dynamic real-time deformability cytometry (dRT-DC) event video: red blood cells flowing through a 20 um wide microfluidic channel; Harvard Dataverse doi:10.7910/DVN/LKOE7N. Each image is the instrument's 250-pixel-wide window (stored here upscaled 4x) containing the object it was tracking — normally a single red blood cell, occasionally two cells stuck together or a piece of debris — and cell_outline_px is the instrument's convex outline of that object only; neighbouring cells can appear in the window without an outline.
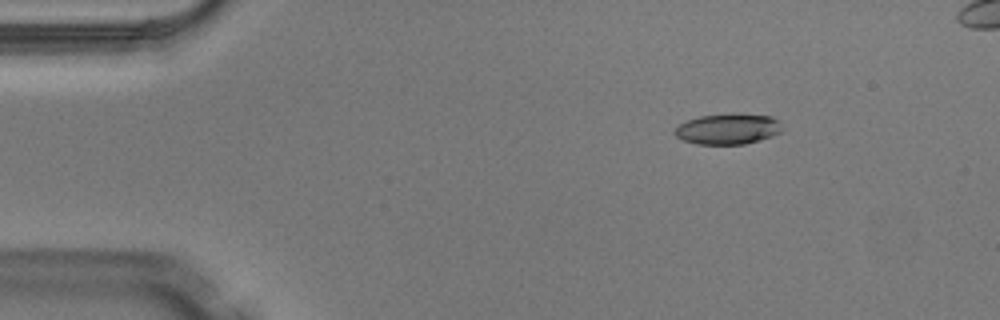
{"species": "Egyptian fruit bat (a non-hibernating species)", "species_latin": "Rousettus aegyptiacus", "temperature_condition": "warm", "stored_images_in_passage": 4, "camera_frame_rate_fps": 3000, "um_per_image_px": 0.085, "animal": {"sex": "male"}, "frame": {"image": 1, "passage_image": 1, "time_ms": 0.0, "image_size_px": [1000, 320], "cell_outline_px": [[780, 132], [772, 136], [744, 144], [696, 144], [684, 140], [676, 136], [672, 132], [680, 124], [688, 120], [700, 116], [732, 112], [736, 112], [772, 116], [780, 120]], "centroid_in_image_um": [61.88, 10.93], "position_along_channel_um": 23.1, "area_um2": 19.42}}